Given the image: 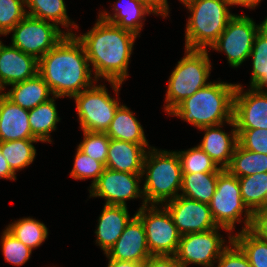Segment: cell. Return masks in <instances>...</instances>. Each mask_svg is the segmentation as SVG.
I'll use <instances>...</instances> for the list:
<instances>
[{
	"mask_svg": "<svg viewBox=\"0 0 267 267\" xmlns=\"http://www.w3.org/2000/svg\"><path fill=\"white\" fill-rule=\"evenodd\" d=\"M96 21L87 33L74 35L84 46L94 79L108 81L118 97L121 85L129 77L128 65L138 36L101 17Z\"/></svg>",
	"mask_w": 267,
	"mask_h": 267,
	"instance_id": "cell-1",
	"label": "cell"
},
{
	"mask_svg": "<svg viewBox=\"0 0 267 267\" xmlns=\"http://www.w3.org/2000/svg\"><path fill=\"white\" fill-rule=\"evenodd\" d=\"M90 67L83 44L75 35H67L39 59L38 73L52 96L72 99L98 82Z\"/></svg>",
	"mask_w": 267,
	"mask_h": 267,
	"instance_id": "cell-2",
	"label": "cell"
},
{
	"mask_svg": "<svg viewBox=\"0 0 267 267\" xmlns=\"http://www.w3.org/2000/svg\"><path fill=\"white\" fill-rule=\"evenodd\" d=\"M237 84L213 81L186 98L169 115L180 117L196 128L216 126L233 120Z\"/></svg>",
	"mask_w": 267,
	"mask_h": 267,
	"instance_id": "cell-3",
	"label": "cell"
},
{
	"mask_svg": "<svg viewBox=\"0 0 267 267\" xmlns=\"http://www.w3.org/2000/svg\"><path fill=\"white\" fill-rule=\"evenodd\" d=\"M141 175L146 205H163L180 195L183 174L176 151L147 149Z\"/></svg>",
	"mask_w": 267,
	"mask_h": 267,
	"instance_id": "cell-4",
	"label": "cell"
},
{
	"mask_svg": "<svg viewBox=\"0 0 267 267\" xmlns=\"http://www.w3.org/2000/svg\"><path fill=\"white\" fill-rule=\"evenodd\" d=\"M185 7L190 14L185 29V48L207 50L235 16L224 0H190Z\"/></svg>",
	"mask_w": 267,
	"mask_h": 267,
	"instance_id": "cell-5",
	"label": "cell"
},
{
	"mask_svg": "<svg viewBox=\"0 0 267 267\" xmlns=\"http://www.w3.org/2000/svg\"><path fill=\"white\" fill-rule=\"evenodd\" d=\"M211 62L207 50L186 49L168 79L164 110L168 115L186 98L210 82Z\"/></svg>",
	"mask_w": 267,
	"mask_h": 267,
	"instance_id": "cell-6",
	"label": "cell"
},
{
	"mask_svg": "<svg viewBox=\"0 0 267 267\" xmlns=\"http://www.w3.org/2000/svg\"><path fill=\"white\" fill-rule=\"evenodd\" d=\"M213 219L218 227L227 229L231 234L236 223H244L243 230L251 229L253 213L247 208L241 198L238 177L227 169L218 174L215 193L209 203ZM243 221H242V216Z\"/></svg>",
	"mask_w": 267,
	"mask_h": 267,
	"instance_id": "cell-7",
	"label": "cell"
},
{
	"mask_svg": "<svg viewBox=\"0 0 267 267\" xmlns=\"http://www.w3.org/2000/svg\"><path fill=\"white\" fill-rule=\"evenodd\" d=\"M82 131L106 132L121 103L112 98L103 84L95 83L72 97Z\"/></svg>",
	"mask_w": 267,
	"mask_h": 267,
	"instance_id": "cell-8",
	"label": "cell"
},
{
	"mask_svg": "<svg viewBox=\"0 0 267 267\" xmlns=\"http://www.w3.org/2000/svg\"><path fill=\"white\" fill-rule=\"evenodd\" d=\"M12 46L39 60L67 36L54 23L26 15L10 31Z\"/></svg>",
	"mask_w": 267,
	"mask_h": 267,
	"instance_id": "cell-9",
	"label": "cell"
},
{
	"mask_svg": "<svg viewBox=\"0 0 267 267\" xmlns=\"http://www.w3.org/2000/svg\"><path fill=\"white\" fill-rule=\"evenodd\" d=\"M142 221L151 255H175L181 234L163 205L139 207L135 213Z\"/></svg>",
	"mask_w": 267,
	"mask_h": 267,
	"instance_id": "cell-10",
	"label": "cell"
},
{
	"mask_svg": "<svg viewBox=\"0 0 267 267\" xmlns=\"http://www.w3.org/2000/svg\"><path fill=\"white\" fill-rule=\"evenodd\" d=\"M228 232L229 240L233 234L222 227L213 228L205 232L187 233L181 235L175 257L182 267L195 264L203 267H213L221 253L229 246L218 233L220 230Z\"/></svg>",
	"mask_w": 267,
	"mask_h": 267,
	"instance_id": "cell-11",
	"label": "cell"
},
{
	"mask_svg": "<svg viewBox=\"0 0 267 267\" xmlns=\"http://www.w3.org/2000/svg\"><path fill=\"white\" fill-rule=\"evenodd\" d=\"M262 26L263 23L257 25L246 15L236 14L210 48L223 51L229 65L237 68L249 59L255 36Z\"/></svg>",
	"mask_w": 267,
	"mask_h": 267,
	"instance_id": "cell-12",
	"label": "cell"
},
{
	"mask_svg": "<svg viewBox=\"0 0 267 267\" xmlns=\"http://www.w3.org/2000/svg\"><path fill=\"white\" fill-rule=\"evenodd\" d=\"M142 173H128L104 168L98 180L90 187L91 197L105 199L106 205L126 206L127 200L142 198L141 207L146 206L143 189L140 183L144 181Z\"/></svg>",
	"mask_w": 267,
	"mask_h": 267,
	"instance_id": "cell-13",
	"label": "cell"
},
{
	"mask_svg": "<svg viewBox=\"0 0 267 267\" xmlns=\"http://www.w3.org/2000/svg\"><path fill=\"white\" fill-rule=\"evenodd\" d=\"M163 205L170 213L181 235L205 232L218 227L213 219L209 204L179 195Z\"/></svg>",
	"mask_w": 267,
	"mask_h": 267,
	"instance_id": "cell-14",
	"label": "cell"
},
{
	"mask_svg": "<svg viewBox=\"0 0 267 267\" xmlns=\"http://www.w3.org/2000/svg\"><path fill=\"white\" fill-rule=\"evenodd\" d=\"M243 90L242 84H237L233 110L236 129L267 130V91L253 87Z\"/></svg>",
	"mask_w": 267,
	"mask_h": 267,
	"instance_id": "cell-15",
	"label": "cell"
},
{
	"mask_svg": "<svg viewBox=\"0 0 267 267\" xmlns=\"http://www.w3.org/2000/svg\"><path fill=\"white\" fill-rule=\"evenodd\" d=\"M151 256L141 219L134 214L116 243L106 253L112 260L144 263Z\"/></svg>",
	"mask_w": 267,
	"mask_h": 267,
	"instance_id": "cell-16",
	"label": "cell"
},
{
	"mask_svg": "<svg viewBox=\"0 0 267 267\" xmlns=\"http://www.w3.org/2000/svg\"><path fill=\"white\" fill-rule=\"evenodd\" d=\"M39 60L10 45L0 44V93L6 86L28 80L38 73Z\"/></svg>",
	"mask_w": 267,
	"mask_h": 267,
	"instance_id": "cell-17",
	"label": "cell"
},
{
	"mask_svg": "<svg viewBox=\"0 0 267 267\" xmlns=\"http://www.w3.org/2000/svg\"><path fill=\"white\" fill-rule=\"evenodd\" d=\"M223 125L224 124L200 128L201 131L204 130V136L198 146L206 152L220 168L226 169L230 165L235 147L238 144V133L234 119L228 123V125L233 128L230 134L223 131Z\"/></svg>",
	"mask_w": 267,
	"mask_h": 267,
	"instance_id": "cell-18",
	"label": "cell"
},
{
	"mask_svg": "<svg viewBox=\"0 0 267 267\" xmlns=\"http://www.w3.org/2000/svg\"><path fill=\"white\" fill-rule=\"evenodd\" d=\"M37 139L30 129L29 110L0 93V141Z\"/></svg>",
	"mask_w": 267,
	"mask_h": 267,
	"instance_id": "cell-19",
	"label": "cell"
},
{
	"mask_svg": "<svg viewBox=\"0 0 267 267\" xmlns=\"http://www.w3.org/2000/svg\"><path fill=\"white\" fill-rule=\"evenodd\" d=\"M132 218L126 206L104 205L95 231L96 244L104 254L116 243Z\"/></svg>",
	"mask_w": 267,
	"mask_h": 267,
	"instance_id": "cell-20",
	"label": "cell"
},
{
	"mask_svg": "<svg viewBox=\"0 0 267 267\" xmlns=\"http://www.w3.org/2000/svg\"><path fill=\"white\" fill-rule=\"evenodd\" d=\"M146 148L117 139H110L105 167L114 171L142 173Z\"/></svg>",
	"mask_w": 267,
	"mask_h": 267,
	"instance_id": "cell-21",
	"label": "cell"
},
{
	"mask_svg": "<svg viewBox=\"0 0 267 267\" xmlns=\"http://www.w3.org/2000/svg\"><path fill=\"white\" fill-rule=\"evenodd\" d=\"M124 1L126 3L117 0L115 4L112 5L113 14L104 10L98 14V17H101L104 21H109L111 24L117 25L122 29L131 31L138 36L143 28V21L146 20L145 17L151 13L154 14V12L140 0Z\"/></svg>",
	"mask_w": 267,
	"mask_h": 267,
	"instance_id": "cell-22",
	"label": "cell"
},
{
	"mask_svg": "<svg viewBox=\"0 0 267 267\" xmlns=\"http://www.w3.org/2000/svg\"><path fill=\"white\" fill-rule=\"evenodd\" d=\"M9 86L11 89L3 94L14 104L26 110H31L52 98L50 88L39 73L28 80Z\"/></svg>",
	"mask_w": 267,
	"mask_h": 267,
	"instance_id": "cell-23",
	"label": "cell"
},
{
	"mask_svg": "<svg viewBox=\"0 0 267 267\" xmlns=\"http://www.w3.org/2000/svg\"><path fill=\"white\" fill-rule=\"evenodd\" d=\"M134 114L129 107L121 104L105 133L110 139L141 144L149 149L152 146H149L143 127Z\"/></svg>",
	"mask_w": 267,
	"mask_h": 267,
	"instance_id": "cell-24",
	"label": "cell"
},
{
	"mask_svg": "<svg viewBox=\"0 0 267 267\" xmlns=\"http://www.w3.org/2000/svg\"><path fill=\"white\" fill-rule=\"evenodd\" d=\"M27 15L54 23L59 27L67 28V35H74L69 27L79 28L74 21H71L67 15L66 4L64 0H25Z\"/></svg>",
	"mask_w": 267,
	"mask_h": 267,
	"instance_id": "cell-25",
	"label": "cell"
},
{
	"mask_svg": "<svg viewBox=\"0 0 267 267\" xmlns=\"http://www.w3.org/2000/svg\"><path fill=\"white\" fill-rule=\"evenodd\" d=\"M62 98L52 96L48 101L41 103L29 110V123L32 134L41 142H52L51 132L55 131L60 122L55 99Z\"/></svg>",
	"mask_w": 267,
	"mask_h": 267,
	"instance_id": "cell-26",
	"label": "cell"
},
{
	"mask_svg": "<svg viewBox=\"0 0 267 267\" xmlns=\"http://www.w3.org/2000/svg\"><path fill=\"white\" fill-rule=\"evenodd\" d=\"M181 196L209 204L216 190L219 172L182 173Z\"/></svg>",
	"mask_w": 267,
	"mask_h": 267,
	"instance_id": "cell-27",
	"label": "cell"
},
{
	"mask_svg": "<svg viewBox=\"0 0 267 267\" xmlns=\"http://www.w3.org/2000/svg\"><path fill=\"white\" fill-rule=\"evenodd\" d=\"M36 142L40 141L38 139L0 141L1 153L15 174L33 163L36 157V149L33 143Z\"/></svg>",
	"mask_w": 267,
	"mask_h": 267,
	"instance_id": "cell-28",
	"label": "cell"
},
{
	"mask_svg": "<svg viewBox=\"0 0 267 267\" xmlns=\"http://www.w3.org/2000/svg\"><path fill=\"white\" fill-rule=\"evenodd\" d=\"M249 57H252L250 86L267 90V29L262 26L257 32Z\"/></svg>",
	"mask_w": 267,
	"mask_h": 267,
	"instance_id": "cell-29",
	"label": "cell"
},
{
	"mask_svg": "<svg viewBox=\"0 0 267 267\" xmlns=\"http://www.w3.org/2000/svg\"><path fill=\"white\" fill-rule=\"evenodd\" d=\"M226 169L238 178L267 172V154L252 152L237 144Z\"/></svg>",
	"mask_w": 267,
	"mask_h": 267,
	"instance_id": "cell-30",
	"label": "cell"
},
{
	"mask_svg": "<svg viewBox=\"0 0 267 267\" xmlns=\"http://www.w3.org/2000/svg\"><path fill=\"white\" fill-rule=\"evenodd\" d=\"M6 229L30 249H36L42 245L49 234L46 225L32 217L14 221L7 225Z\"/></svg>",
	"mask_w": 267,
	"mask_h": 267,
	"instance_id": "cell-31",
	"label": "cell"
},
{
	"mask_svg": "<svg viewBox=\"0 0 267 267\" xmlns=\"http://www.w3.org/2000/svg\"><path fill=\"white\" fill-rule=\"evenodd\" d=\"M232 241L243 251L252 267H267V241L251 229L233 235Z\"/></svg>",
	"mask_w": 267,
	"mask_h": 267,
	"instance_id": "cell-32",
	"label": "cell"
},
{
	"mask_svg": "<svg viewBox=\"0 0 267 267\" xmlns=\"http://www.w3.org/2000/svg\"><path fill=\"white\" fill-rule=\"evenodd\" d=\"M241 198L247 208L254 214L263 209L267 192V172L239 177Z\"/></svg>",
	"mask_w": 267,
	"mask_h": 267,
	"instance_id": "cell-33",
	"label": "cell"
},
{
	"mask_svg": "<svg viewBox=\"0 0 267 267\" xmlns=\"http://www.w3.org/2000/svg\"><path fill=\"white\" fill-rule=\"evenodd\" d=\"M182 173L220 172V168L198 145L184 151H176Z\"/></svg>",
	"mask_w": 267,
	"mask_h": 267,
	"instance_id": "cell-34",
	"label": "cell"
},
{
	"mask_svg": "<svg viewBox=\"0 0 267 267\" xmlns=\"http://www.w3.org/2000/svg\"><path fill=\"white\" fill-rule=\"evenodd\" d=\"M1 249L4 259L15 266H22L31 257L32 249L19 241L6 228L1 235Z\"/></svg>",
	"mask_w": 267,
	"mask_h": 267,
	"instance_id": "cell-35",
	"label": "cell"
},
{
	"mask_svg": "<svg viewBox=\"0 0 267 267\" xmlns=\"http://www.w3.org/2000/svg\"><path fill=\"white\" fill-rule=\"evenodd\" d=\"M83 134L84 139L77 147L87 156L101 162L105 166L110 138L105 132L83 131Z\"/></svg>",
	"mask_w": 267,
	"mask_h": 267,
	"instance_id": "cell-36",
	"label": "cell"
},
{
	"mask_svg": "<svg viewBox=\"0 0 267 267\" xmlns=\"http://www.w3.org/2000/svg\"><path fill=\"white\" fill-rule=\"evenodd\" d=\"M74 157V165L70 171V176L75 180L93 179L91 187L98 180L105 166L101 162L87 156L78 147Z\"/></svg>",
	"mask_w": 267,
	"mask_h": 267,
	"instance_id": "cell-37",
	"label": "cell"
},
{
	"mask_svg": "<svg viewBox=\"0 0 267 267\" xmlns=\"http://www.w3.org/2000/svg\"><path fill=\"white\" fill-rule=\"evenodd\" d=\"M25 0H0V35H8L26 15Z\"/></svg>",
	"mask_w": 267,
	"mask_h": 267,
	"instance_id": "cell-38",
	"label": "cell"
},
{
	"mask_svg": "<svg viewBox=\"0 0 267 267\" xmlns=\"http://www.w3.org/2000/svg\"><path fill=\"white\" fill-rule=\"evenodd\" d=\"M238 144L249 151L267 154V130L237 129Z\"/></svg>",
	"mask_w": 267,
	"mask_h": 267,
	"instance_id": "cell-39",
	"label": "cell"
},
{
	"mask_svg": "<svg viewBox=\"0 0 267 267\" xmlns=\"http://www.w3.org/2000/svg\"><path fill=\"white\" fill-rule=\"evenodd\" d=\"M217 259L216 267H252L243 251L232 241Z\"/></svg>",
	"mask_w": 267,
	"mask_h": 267,
	"instance_id": "cell-40",
	"label": "cell"
},
{
	"mask_svg": "<svg viewBox=\"0 0 267 267\" xmlns=\"http://www.w3.org/2000/svg\"><path fill=\"white\" fill-rule=\"evenodd\" d=\"M143 267H182L175 255H151Z\"/></svg>",
	"mask_w": 267,
	"mask_h": 267,
	"instance_id": "cell-41",
	"label": "cell"
},
{
	"mask_svg": "<svg viewBox=\"0 0 267 267\" xmlns=\"http://www.w3.org/2000/svg\"><path fill=\"white\" fill-rule=\"evenodd\" d=\"M251 230L267 241V208L260 209L253 214Z\"/></svg>",
	"mask_w": 267,
	"mask_h": 267,
	"instance_id": "cell-42",
	"label": "cell"
},
{
	"mask_svg": "<svg viewBox=\"0 0 267 267\" xmlns=\"http://www.w3.org/2000/svg\"><path fill=\"white\" fill-rule=\"evenodd\" d=\"M156 15L163 18L169 15V5L167 0H140Z\"/></svg>",
	"mask_w": 267,
	"mask_h": 267,
	"instance_id": "cell-43",
	"label": "cell"
},
{
	"mask_svg": "<svg viewBox=\"0 0 267 267\" xmlns=\"http://www.w3.org/2000/svg\"><path fill=\"white\" fill-rule=\"evenodd\" d=\"M8 179L15 181L16 174L11 170L6 158L2 155L0 150V179Z\"/></svg>",
	"mask_w": 267,
	"mask_h": 267,
	"instance_id": "cell-44",
	"label": "cell"
},
{
	"mask_svg": "<svg viewBox=\"0 0 267 267\" xmlns=\"http://www.w3.org/2000/svg\"><path fill=\"white\" fill-rule=\"evenodd\" d=\"M228 6H235V5H239V6H243L246 7L248 9H255V7H257L259 5V3L261 2V0H224Z\"/></svg>",
	"mask_w": 267,
	"mask_h": 267,
	"instance_id": "cell-45",
	"label": "cell"
},
{
	"mask_svg": "<svg viewBox=\"0 0 267 267\" xmlns=\"http://www.w3.org/2000/svg\"><path fill=\"white\" fill-rule=\"evenodd\" d=\"M107 267H143V263L108 259Z\"/></svg>",
	"mask_w": 267,
	"mask_h": 267,
	"instance_id": "cell-46",
	"label": "cell"
},
{
	"mask_svg": "<svg viewBox=\"0 0 267 267\" xmlns=\"http://www.w3.org/2000/svg\"><path fill=\"white\" fill-rule=\"evenodd\" d=\"M263 208H267V192L263 201Z\"/></svg>",
	"mask_w": 267,
	"mask_h": 267,
	"instance_id": "cell-47",
	"label": "cell"
},
{
	"mask_svg": "<svg viewBox=\"0 0 267 267\" xmlns=\"http://www.w3.org/2000/svg\"><path fill=\"white\" fill-rule=\"evenodd\" d=\"M263 26L267 29V17H265V20H263Z\"/></svg>",
	"mask_w": 267,
	"mask_h": 267,
	"instance_id": "cell-48",
	"label": "cell"
},
{
	"mask_svg": "<svg viewBox=\"0 0 267 267\" xmlns=\"http://www.w3.org/2000/svg\"><path fill=\"white\" fill-rule=\"evenodd\" d=\"M181 3L185 4L186 2L190 1V0H179Z\"/></svg>",
	"mask_w": 267,
	"mask_h": 267,
	"instance_id": "cell-49",
	"label": "cell"
}]
</instances>
